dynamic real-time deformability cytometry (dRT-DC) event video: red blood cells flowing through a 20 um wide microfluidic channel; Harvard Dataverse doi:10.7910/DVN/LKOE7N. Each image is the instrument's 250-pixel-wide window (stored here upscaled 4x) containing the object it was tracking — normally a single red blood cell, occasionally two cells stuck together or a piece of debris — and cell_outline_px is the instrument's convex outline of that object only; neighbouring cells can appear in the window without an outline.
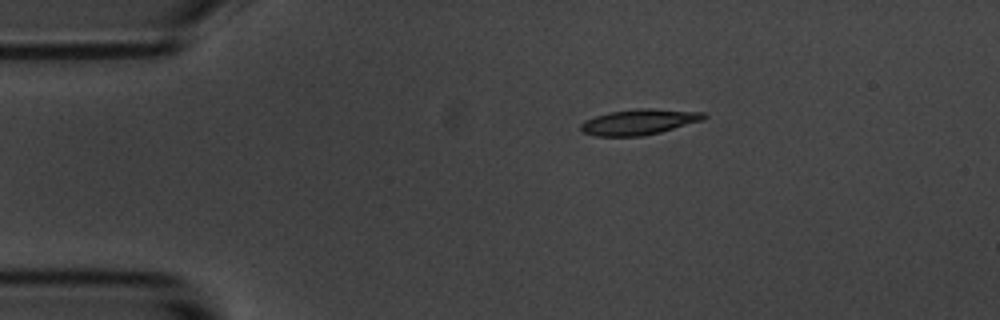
{"species": "common noctule bat (a hibernating species)", "species_latin": "Nyctalus noctula", "temperature_condition": "room temperature", "stored_images_in_passage": 7, "camera_frame_rate_fps": 3000, "um_per_image_px": 0.085, "animal": {"sex": "male", "body_mass_g": 20.1, "forearm_length_mm": 53.5}, "frame": {"image": 1, "passage_image": 1, "time_ms": 0.0, "image_size_px": [1000, 320], "cell_outline_px": [[708, 116], [704, 120], [660, 132], [640, 136], [596, 136], [580, 132], [580, 124], [584, 120], [608, 112], [640, 108], [652, 108], [704, 112]], "centroid_in_image_um": [54.31, 10.36], "position_along_channel_um": 30.7, "area_um2": 18.5}}
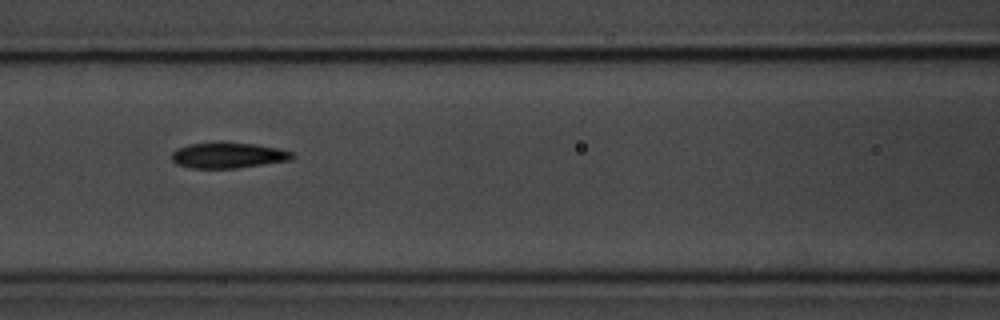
{"frame": {"image": 2, "passage_image": 5, "time_ms": 4.667, "image_size_px": [1000, 320], "cell_outline_px": [[296, 156], [292, 160], [236, 168], [192, 168], [176, 164], [172, 160], [172, 152], [176, 148], [188, 144], [220, 140], [224, 140], [256, 144], [280, 148], [292, 152]], "centroid_in_image_um": [19.4, 13.16], "position_along_channel_um": 147.2, "area_um2": 18.73}}
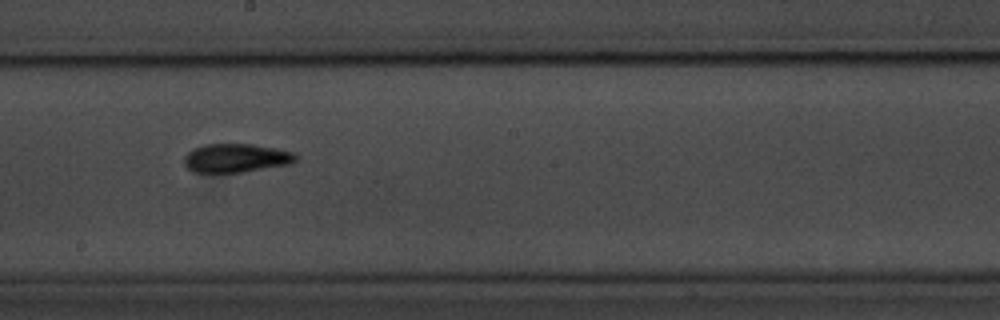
{"frame": {"image": 3, "passage_image": 7, "time_ms": 7.0, "image_size_px": [1000, 320], "cell_outline_px": [[296, 160], [288, 164], [240, 172], [192, 172], [184, 164], [184, 156], [192, 148], [204, 144], [252, 144], [276, 148], [292, 152], [296, 156]], "centroid_in_image_um": [20.0, 13.42], "position_along_channel_um": 228.2, "area_um2": 18.5}}